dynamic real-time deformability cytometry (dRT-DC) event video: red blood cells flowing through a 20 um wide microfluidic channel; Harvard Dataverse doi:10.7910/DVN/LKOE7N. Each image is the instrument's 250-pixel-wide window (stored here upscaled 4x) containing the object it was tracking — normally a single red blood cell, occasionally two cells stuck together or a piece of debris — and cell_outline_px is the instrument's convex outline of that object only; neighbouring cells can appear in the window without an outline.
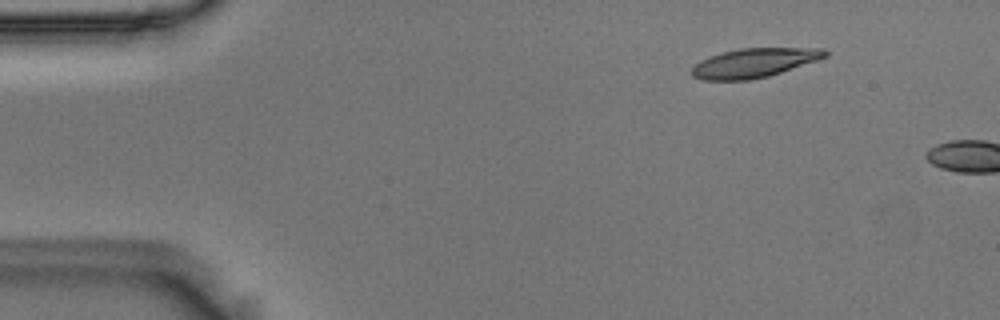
{"species": "Egyptian fruit bat (a non-hibernating species)", "species_latin": "Rousettus aegyptiacus", "temperature_condition": "room temperature", "stored_images_in_passage": 4, "camera_frame_rate_fps": 3000, "um_per_image_px": 0.085, "animal": {"sex": "male"}, "frame": {"image": 1, "passage_image": 1, "time_ms": 0.0, "image_size_px": [1000, 320], "cell_outline_px": [[828, 56], [768, 76], [752, 80], [704, 80], [692, 76], [692, 68], [700, 60], [708, 56], [740, 48], [824, 48], [828, 52]], "centroid_in_image_um": [64.08, 5.34], "position_along_channel_um": 20.9, "area_um2": 22.48}}